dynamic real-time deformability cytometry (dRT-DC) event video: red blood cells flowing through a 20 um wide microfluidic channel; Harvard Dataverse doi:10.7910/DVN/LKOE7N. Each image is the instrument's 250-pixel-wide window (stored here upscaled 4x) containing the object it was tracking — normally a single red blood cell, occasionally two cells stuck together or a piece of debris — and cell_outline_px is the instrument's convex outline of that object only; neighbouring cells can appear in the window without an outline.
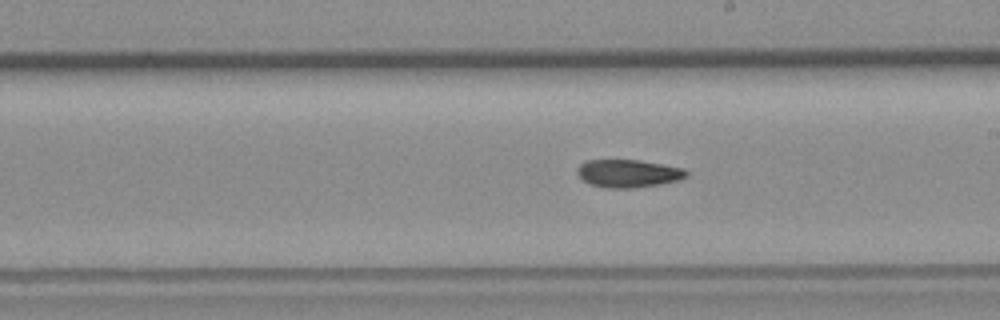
{"species": "common noctule bat (a hibernating species)", "species_latin": "Nyctalus noctula", "temperature_condition": "room temperature", "stored_images_in_passage": 29, "camera_frame_rate_fps": 3000, "um_per_image_px": 0.085, "animal": {"sex": "female", "body_mass_g": 19.3, "forearm_length_mm": 54.1}, "frame": {"image": 1, "passage_image": 17, "time_ms": 5.333, "image_size_px": [1000, 320], "cell_outline_px": [[688, 176], [680, 180], [660, 184], [632, 188], [608, 188], [588, 184], [576, 172], [576, 168], [580, 164], [588, 160], [640, 160], [684, 168], [688, 172]], "centroid_in_image_um": [53.41, 14.74], "position_along_channel_um": 235.6, "area_um2": 17.8}}
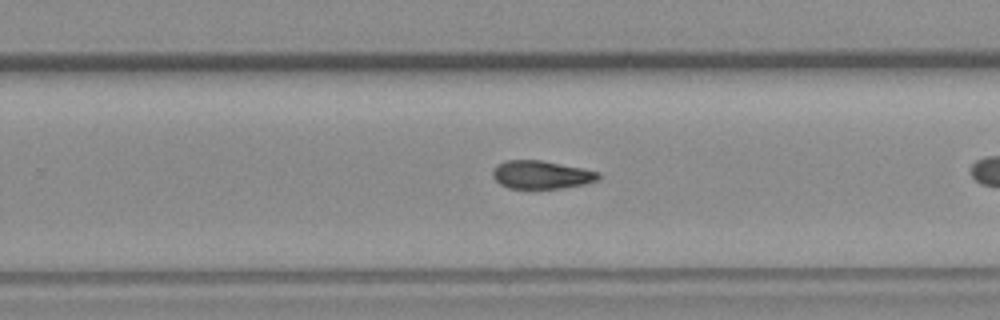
{"frame": {"image": 2, "passage_image": 21, "time_ms": 6.667, "image_size_px": [1000, 320], "cell_outline_px": [[600, 180], [584, 184], [564, 188], [508, 188], [500, 184], [492, 176], [492, 172], [496, 164], [504, 160], [540, 160], [600, 172]], "centroid_in_image_um": [46.0, 14.85], "position_along_channel_um": 283.8, "area_um2": 17.34}}